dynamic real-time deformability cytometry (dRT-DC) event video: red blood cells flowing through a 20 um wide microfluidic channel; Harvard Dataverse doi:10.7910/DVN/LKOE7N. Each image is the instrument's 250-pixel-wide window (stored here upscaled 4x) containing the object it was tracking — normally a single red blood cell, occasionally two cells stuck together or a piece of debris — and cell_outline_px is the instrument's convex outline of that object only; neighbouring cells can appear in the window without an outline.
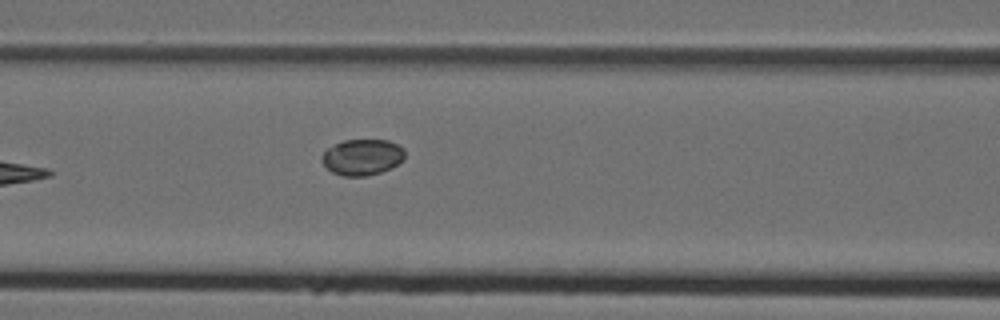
{"species": "Egyptian fruit bat (a non-hibernating species)", "species_latin": "Rousettus aegyptiacus", "temperature_condition": "cold", "stored_images_in_passage": 6, "camera_frame_rate_fps": 3000, "um_per_image_px": 0.085, "animal": {"sex": "female"}, "frame": {"image": 1, "passage_image": 6, "time_ms": 1.667, "image_size_px": [1000, 320], "cell_outline_px": [[404, 160], [392, 168], [368, 176], [344, 176], [332, 172], [320, 160], [320, 156], [328, 148], [344, 140], [388, 140], [404, 148]], "centroid_in_image_um": [30.8, 13.36], "position_along_channel_um": 135.8, "area_um2": 17.46}}